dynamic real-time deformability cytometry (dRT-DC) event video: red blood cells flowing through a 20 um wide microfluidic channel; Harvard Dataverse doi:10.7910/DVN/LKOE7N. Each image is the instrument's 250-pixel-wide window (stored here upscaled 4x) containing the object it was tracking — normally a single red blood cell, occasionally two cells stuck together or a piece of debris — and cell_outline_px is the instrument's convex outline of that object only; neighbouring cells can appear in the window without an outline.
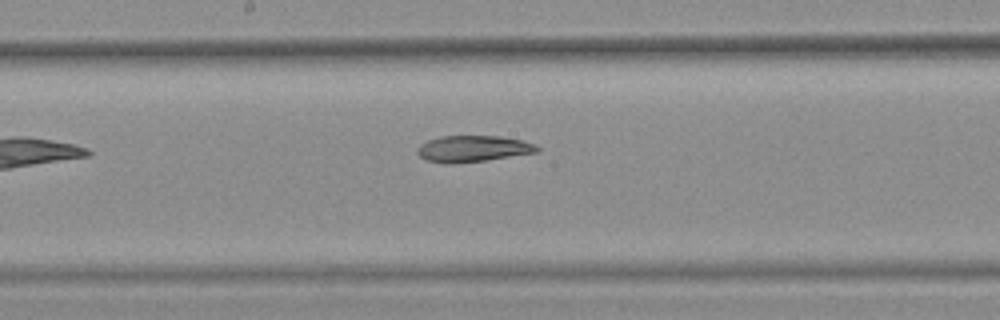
{"species": "common noctule bat (a hibernating species)", "species_latin": "Nyctalus noctula", "temperature_condition": "warm", "stored_images_in_passage": 7, "camera_frame_rate_fps": 3000, "um_per_image_px": 0.085, "animal": {"sex": "female", "body_mass_g": 25.1}, "frame": {"image": 1, "passage_image": 7, "time_ms": 2.0, "image_size_px": [1000, 320], "cell_outline_px": [[540, 152], [484, 160], [452, 164], [444, 164], [424, 160], [416, 152], [416, 148], [420, 144], [428, 140], [440, 136], [500, 136], [524, 140], [536, 144], [540, 148]], "centroid_in_image_um": [40.19, 12.64], "position_along_channel_um": 208.0, "area_um2": 18.67}}